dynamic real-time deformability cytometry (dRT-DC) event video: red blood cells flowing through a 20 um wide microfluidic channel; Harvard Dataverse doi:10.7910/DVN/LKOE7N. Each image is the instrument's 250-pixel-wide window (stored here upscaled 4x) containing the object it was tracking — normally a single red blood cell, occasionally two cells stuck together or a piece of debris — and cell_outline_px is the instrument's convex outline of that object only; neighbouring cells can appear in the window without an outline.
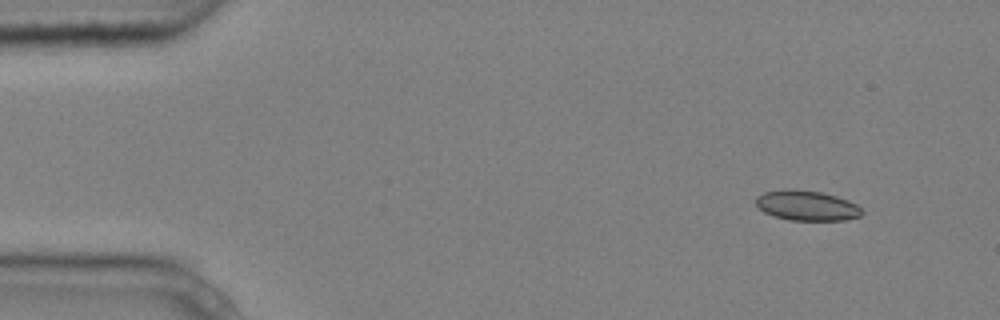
{"species": "common noctule bat (a hibernating species)", "species_latin": "Nyctalus noctula", "temperature_condition": "cold", "stored_images_in_passage": 4, "camera_frame_rate_fps": 3000, "um_per_image_px": 0.085, "animal": {"sex": "male", "body_mass_g": 20.4}, "frame": {"image": 1, "passage_image": 1, "time_ms": 0.0, "image_size_px": [1000, 320], "cell_outline_px": [[864, 212], [860, 216], [844, 220], [792, 220], [776, 216], [764, 212], [756, 204], [756, 196], [764, 192], [792, 188], [796, 188], [820, 192], [836, 196], [848, 200], [856, 204]], "centroid_in_image_um": [68.58, 17.46], "position_along_channel_um": 16.4, "area_um2": 18.5}}
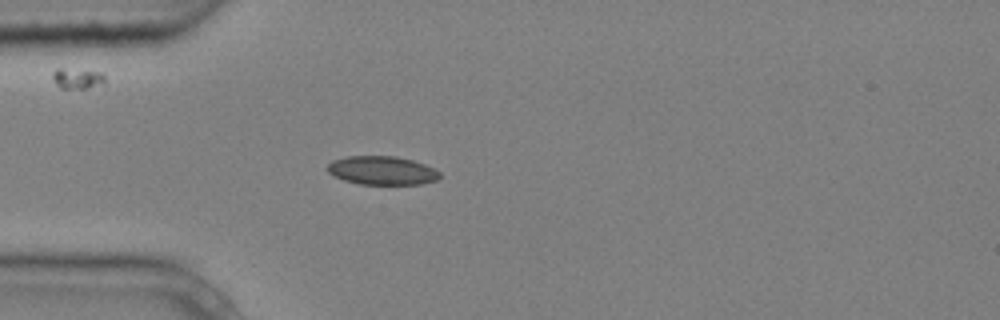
{"frame": {"image": 2, "passage_image": 4, "time_ms": 1.0, "image_size_px": [1000, 320], "cell_outline_px": [[440, 176], [436, 180], [420, 184], [360, 184], [344, 180], [332, 176], [328, 172], [328, 164], [332, 160], [348, 156], [396, 156], [412, 160], [424, 164], [440, 172]], "centroid_in_image_um": [32.44, 14.49], "position_along_channel_um": 52.6, "area_um2": 18.67}}